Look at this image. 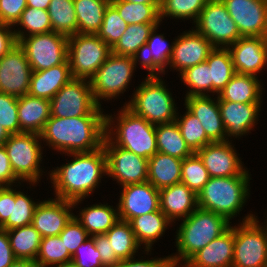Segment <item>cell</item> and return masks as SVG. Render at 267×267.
Segmentation results:
<instances>
[{
	"instance_id": "6da1fadb",
	"label": "cell",
	"mask_w": 267,
	"mask_h": 267,
	"mask_svg": "<svg viewBox=\"0 0 267 267\" xmlns=\"http://www.w3.org/2000/svg\"><path fill=\"white\" fill-rule=\"evenodd\" d=\"M71 154L74 160L51 171L50 178L55 197L72 201L75 207L94 191L102 175H107V157L103 146L91 152Z\"/></svg>"
},
{
	"instance_id": "7a4b0ae2",
	"label": "cell",
	"mask_w": 267,
	"mask_h": 267,
	"mask_svg": "<svg viewBox=\"0 0 267 267\" xmlns=\"http://www.w3.org/2000/svg\"><path fill=\"white\" fill-rule=\"evenodd\" d=\"M41 139L63 153L91 152L103 146L106 136V116L60 118L50 116Z\"/></svg>"
},
{
	"instance_id": "3957f363",
	"label": "cell",
	"mask_w": 267,
	"mask_h": 267,
	"mask_svg": "<svg viewBox=\"0 0 267 267\" xmlns=\"http://www.w3.org/2000/svg\"><path fill=\"white\" fill-rule=\"evenodd\" d=\"M230 223L224 216L198 207L183 219L177 230L178 254L170 256L174 266L179 267L180 261L186 263L197 251L223 234L231 226Z\"/></svg>"
},
{
	"instance_id": "277c9868",
	"label": "cell",
	"mask_w": 267,
	"mask_h": 267,
	"mask_svg": "<svg viewBox=\"0 0 267 267\" xmlns=\"http://www.w3.org/2000/svg\"><path fill=\"white\" fill-rule=\"evenodd\" d=\"M119 112L118 123L115 125L116 130H113L116 133L112 131V116L106 114V137L116 146L145 159L154 156L158 152L155 132L156 125L133 113L125 104ZM110 127L112 129L109 130ZM111 135H114L115 138Z\"/></svg>"
},
{
	"instance_id": "5b68a950",
	"label": "cell",
	"mask_w": 267,
	"mask_h": 267,
	"mask_svg": "<svg viewBox=\"0 0 267 267\" xmlns=\"http://www.w3.org/2000/svg\"><path fill=\"white\" fill-rule=\"evenodd\" d=\"M249 176L210 177L197 194L198 207L224 216L229 222L245 204Z\"/></svg>"
},
{
	"instance_id": "8992f818",
	"label": "cell",
	"mask_w": 267,
	"mask_h": 267,
	"mask_svg": "<svg viewBox=\"0 0 267 267\" xmlns=\"http://www.w3.org/2000/svg\"><path fill=\"white\" fill-rule=\"evenodd\" d=\"M158 74H149L125 106L153 125L174 122L178 114L171 93Z\"/></svg>"
},
{
	"instance_id": "52a82bcc",
	"label": "cell",
	"mask_w": 267,
	"mask_h": 267,
	"mask_svg": "<svg viewBox=\"0 0 267 267\" xmlns=\"http://www.w3.org/2000/svg\"><path fill=\"white\" fill-rule=\"evenodd\" d=\"M242 222L234 226L232 267H267V224L261 227L253 214Z\"/></svg>"
},
{
	"instance_id": "ba28073f",
	"label": "cell",
	"mask_w": 267,
	"mask_h": 267,
	"mask_svg": "<svg viewBox=\"0 0 267 267\" xmlns=\"http://www.w3.org/2000/svg\"><path fill=\"white\" fill-rule=\"evenodd\" d=\"M14 33L18 44L25 51L32 71L48 69L67 60V36L54 31L31 36L25 35L21 30H14Z\"/></svg>"
},
{
	"instance_id": "9c48e42d",
	"label": "cell",
	"mask_w": 267,
	"mask_h": 267,
	"mask_svg": "<svg viewBox=\"0 0 267 267\" xmlns=\"http://www.w3.org/2000/svg\"><path fill=\"white\" fill-rule=\"evenodd\" d=\"M112 53L97 34L76 33L68 37L67 59L73 78H90Z\"/></svg>"
},
{
	"instance_id": "30bf717a",
	"label": "cell",
	"mask_w": 267,
	"mask_h": 267,
	"mask_svg": "<svg viewBox=\"0 0 267 267\" xmlns=\"http://www.w3.org/2000/svg\"><path fill=\"white\" fill-rule=\"evenodd\" d=\"M51 116L74 118L80 116H106L92 94L90 81L72 78L50 100Z\"/></svg>"
},
{
	"instance_id": "8fae6325",
	"label": "cell",
	"mask_w": 267,
	"mask_h": 267,
	"mask_svg": "<svg viewBox=\"0 0 267 267\" xmlns=\"http://www.w3.org/2000/svg\"><path fill=\"white\" fill-rule=\"evenodd\" d=\"M137 61L133 57L110 54L89 80L93 98L99 106L100 98L110 100L126 91Z\"/></svg>"
},
{
	"instance_id": "7c38bea8",
	"label": "cell",
	"mask_w": 267,
	"mask_h": 267,
	"mask_svg": "<svg viewBox=\"0 0 267 267\" xmlns=\"http://www.w3.org/2000/svg\"><path fill=\"white\" fill-rule=\"evenodd\" d=\"M41 136L35 133L10 134L4 143L13 172L21 181L36 184L40 178L42 161Z\"/></svg>"
},
{
	"instance_id": "4fadbf2b",
	"label": "cell",
	"mask_w": 267,
	"mask_h": 267,
	"mask_svg": "<svg viewBox=\"0 0 267 267\" xmlns=\"http://www.w3.org/2000/svg\"><path fill=\"white\" fill-rule=\"evenodd\" d=\"M196 31L214 47L228 48L241 38L237 24L231 18L222 0H208L195 22Z\"/></svg>"
},
{
	"instance_id": "5bb4252c",
	"label": "cell",
	"mask_w": 267,
	"mask_h": 267,
	"mask_svg": "<svg viewBox=\"0 0 267 267\" xmlns=\"http://www.w3.org/2000/svg\"><path fill=\"white\" fill-rule=\"evenodd\" d=\"M103 147L107 157V175L122 186L146 182L148 159L113 144L106 136Z\"/></svg>"
},
{
	"instance_id": "9a60e30c",
	"label": "cell",
	"mask_w": 267,
	"mask_h": 267,
	"mask_svg": "<svg viewBox=\"0 0 267 267\" xmlns=\"http://www.w3.org/2000/svg\"><path fill=\"white\" fill-rule=\"evenodd\" d=\"M32 68L17 44L0 58V92L21 97L28 94Z\"/></svg>"
},
{
	"instance_id": "2e32d148",
	"label": "cell",
	"mask_w": 267,
	"mask_h": 267,
	"mask_svg": "<svg viewBox=\"0 0 267 267\" xmlns=\"http://www.w3.org/2000/svg\"><path fill=\"white\" fill-rule=\"evenodd\" d=\"M241 37H267V0H222Z\"/></svg>"
},
{
	"instance_id": "e0dca14e",
	"label": "cell",
	"mask_w": 267,
	"mask_h": 267,
	"mask_svg": "<svg viewBox=\"0 0 267 267\" xmlns=\"http://www.w3.org/2000/svg\"><path fill=\"white\" fill-rule=\"evenodd\" d=\"M122 188L119 204H117L119 219L130 221L134 217L160 209L159 189L148 181L125 185Z\"/></svg>"
},
{
	"instance_id": "ac0fdd59",
	"label": "cell",
	"mask_w": 267,
	"mask_h": 267,
	"mask_svg": "<svg viewBox=\"0 0 267 267\" xmlns=\"http://www.w3.org/2000/svg\"><path fill=\"white\" fill-rule=\"evenodd\" d=\"M233 148L229 140L212 142L196 153L210 177L249 176Z\"/></svg>"
},
{
	"instance_id": "d6986e66",
	"label": "cell",
	"mask_w": 267,
	"mask_h": 267,
	"mask_svg": "<svg viewBox=\"0 0 267 267\" xmlns=\"http://www.w3.org/2000/svg\"><path fill=\"white\" fill-rule=\"evenodd\" d=\"M214 48L212 43L196 30L184 32L173 42L169 65L181 73L189 67L206 61Z\"/></svg>"
},
{
	"instance_id": "ffe728a7",
	"label": "cell",
	"mask_w": 267,
	"mask_h": 267,
	"mask_svg": "<svg viewBox=\"0 0 267 267\" xmlns=\"http://www.w3.org/2000/svg\"><path fill=\"white\" fill-rule=\"evenodd\" d=\"M228 49L236 73L256 76L267 65V37H241Z\"/></svg>"
},
{
	"instance_id": "44dd1931",
	"label": "cell",
	"mask_w": 267,
	"mask_h": 267,
	"mask_svg": "<svg viewBox=\"0 0 267 267\" xmlns=\"http://www.w3.org/2000/svg\"><path fill=\"white\" fill-rule=\"evenodd\" d=\"M73 202L64 199H52L39 202L37 205L32 225L41 237L59 236L67 223L74 216L71 209Z\"/></svg>"
},
{
	"instance_id": "7402d4cb",
	"label": "cell",
	"mask_w": 267,
	"mask_h": 267,
	"mask_svg": "<svg viewBox=\"0 0 267 267\" xmlns=\"http://www.w3.org/2000/svg\"><path fill=\"white\" fill-rule=\"evenodd\" d=\"M234 258V227L197 251L182 267H232Z\"/></svg>"
},
{
	"instance_id": "603a6c76",
	"label": "cell",
	"mask_w": 267,
	"mask_h": 267,
	"mask_svg": "<svg viewBox=\"0 0 267 267\" xmlns=\"http://www.w3.org/2000/svg\"><path fill=\"white\" fill-rule=\"evenodd\" d=\"M186 109L200 121L207 137L212 142L227 141L226 131L222 122L217 101L214 102L208 95L188 96L185 98Z\"/></svg>"
},
{
	"instance_id": "cb8c5ba5",
	"label": "cell",
	"mask_w": 267,
	"mask_h": 267,
	"mask_svg": "<svg viewBox=\"0 0 267 267\" xmlns=\"http://www.w3.org/2000/svg\"><path fill=\"white\" fill-rule=\"evenodd\" d=\"M226 136L241 137L254 127L260 104L218 101Z\"/></svg>"
},
{
	"instance_id": "d4e9b609",
	"label": "cell",
	"mask_w": 267,
	"mask_h": 267,
	"mask_svg": "<svg viewBox=\"0 0 267 267\" xmlns=\"http://www.w3.org/2000/svg\"><path fill=\"white\" fill-rule=\"evenodd\" d=\"M159 203L160 210L171 222L187 218L198 208L197 195L183 183L159 189Z\"/></svg>"
},
{
	"instance_id": "484cf974",
	"label": "cell",
	"mask_w": 267,
	"mask_h": 267,
	"mask_svg": "<svg viewBox=\"0 0 267 267\" xmlns=\"http://www.w3.org/2000/svg\"><path fill=\"white\" fill-rule=\"evenodd\" d=\"M73 78L68 59L60 65L32 71L28 94L51 100Z\"/></svg>"
},
{
	"instance_id": "4316f807",
	"label": "cell",
	"mask_w": 267,
	"mask_h": 267,
	"mask_svg": "<svg viewBox=\"0 0 267 267\" xmlns=\"http://www.w3.org/2000/svg\"><path fill=\"white\" fill-rule=\"evenodd\" d=\"M50 116V100L30 94L18 97V120L21 132L40 135Z\"/></svg>"
},
{
	"instance_id": "83f0119b",
	"label": "cell",
	"mask_w": 267,
	"mask_h": 267,
	"mask_svg": "<svg viewBox=\"0 0 267 267\" xmlns=\"http://www.w3.org/2000/svg\"><path fill=\"white\" fill-rule=\"evenodd\" d=\"M261 87L260 81L256 76L235 73L217 98L218 101L261 104Z\"/></svg>"
},
{
	"instance_id": "f1b7e54d",
	"label": "cell",
	"mask_w": 267,
	"mask_h": 267,
	"mask_svg": "<svg viewBox=\"0 0 267 267\" xmlns=\"http://www.w3.org/2000/svg\"><path fill=\"white\" fill-rule=\"evenodd\" d=\"M182 159L160 152L148 159V179L156 189L181 183Z\"/></svg>"
},
{
	"instance_id": "f546056e",
	"label": "cell",
	"mask_w": 267,
	"mask_h": 267,
	"mask_svg": "<svg viewBox=\"0 0 267 267\" xmlns=\"http://www.w3.org/2000/svg\"><path fill=\"white\" fill-rule=\"evenodd\" d=\"M129 222L136 241L139 245H146L145 251H147V253L150 251L153 242L163 235L167 225L171 223L160 209L155 212L134 217Z\"/></svg>"
},
{
	"instance_id": "4dcf8cb0",
	"label": "cell",
	"mask_w": 267,
	"mask_h": 267,
	"mask_svg": "<svg viewBox=\"0 0 267 267\" xmlns=\"http://www.w3.org/2000/svg\"><path fill=\"white\" fill-rule=\"evenodd\" d=\"M157 27L151 31L150 36L145 45L144 51L140 57V64L148 69L149 74H161L165 72V68L169 65L173 44H167L163 34H156ZM157 72V73H156Z\"/></svg>"
},
{
	"instance_id": "1f68e13d",
	"label": "cell",
	"mask_w": 267,
	"mask_h": 267,
	"mask_svg": "<svg viewBox=\"0 0 267 267\" xmlns=\"http://www.w3.org/2000/svg\"><path fill=\"white\" fill-rule=\"evenodd\" d=\"M156 26H159V23H136L128 25L119 41L112 48V53L139 60L150 33Z\"/></svg>"
},
{
	"instance_id": "d6a6232c",
	"label": "cell",
	"mask_w": 267,
	"mask_h": 267,
	"mask_svg": "<svg viewBox=\"0 0 267 267\" xmlns=\"http://www.w3.org/2000/svg\"><path fill=\"white\" fill-rule=\"evenodd\" d=\"M77 17V33L97 34L110 0H73Z\"/></svg>"
},
{
	"instance_id": "836d02e7",
	"label": "cell",
	"mask_w": 267,
	"mask_h": 267,
	"mask_svg": "<svg viewBox=\"0 0 267 267\" xmlns=\"http://www.w3.org/2000/svg\"><path fill=\"white\" fill-rule=\"evenodd\" d=\"M75 217L91 236L105 234L119 219L118 210L107 204L84 208Z\"/></svg>"
},
{
	"instance_id": "e575fe53",
	"label": "cell",
	"mask_w": 267,
	"mask_h": 267,
	"mask_svg": "<svg viewBox=\"0 0 267 267\" xmlns=\"http://www.w3.org/2000/svg\"><path fill=\"white\" fill-rule=\"evenodd\" d=\"M155 132L158 152L182 160L194 153L182 137L175 121L156 125Z\"/></svg>"
},
{
	"instance_id": "d590c367",
	"label": "cell",
	"mask_w": 267,
	"mask_h": 267,
	"mask_svg": "<svg viewBox=\"0 0 267 267\" xmlns=\"http://www.w3.org/2000/svg\"><path fill=\"white\" fill-rule=\"evenodd\" d=\"M7 235L17 259L36 261L42 237L32 224L7 230Z\"/></svg>"
},
{
	"instance_id": "8d00e7d4",
	"label": "cell",
	"mask_w": 267,
	"mask_h": 267,
	"mask_svg": "<svg viewBox=\"0 0 267 267\" xmlns=\"http://www.w3.org/2000/svg\"><path fill=\"white\" fill-rule=\"evenodd\" d=\"M206 61L211 70V92L219 94L236 73L230 51L215 47Z\"/></svg>"
},
{
	"instance_id": "74e56055",
	"label": "cell",
	"mask_w": 267,
	"mask_h": 267,
	"mask_svg": "<svg viewBox=\"0 0 267 267\" xmlns=\"http://www.w3.org/2000/svg\"><path fill=\"white\" fill-rule=\"evenodd\" d=\"M110 242L111 252H115L120 260L132 258L139 244L129 221H118L105 233Z\"/></svg>"
},
{
	"instance_id": "f35d334b",
	"label": "cell",
	"mask_w": 267,
	"mask_h": 267,
	"mask_svg": "<svg viewBox=\"0 0 267 267\" xmlns=\"http://www.w3.org/2000/svg\"><path fill=\"white\" fill-rule=\"evenodd\" d=\"M47 11L52 31L67 37L77 33V17L73 0H51Z\"/></svg>"
},
{
	"instance_id": "ab89813d",
	"label": "cell",
	"mask_w": 267,
	"mask_h": 267,
	"mask_svg": "<svg viewBox=\"0 0 267 267\" xmlns=\"http://www.w3.org/2000/svg\"><path fill=\"white\" fill-rule=\"evenodd\" d=\"M124 21L136 23H160V4L133 3L125 0H110Z\"/></svg>"
},
{
	"instance_id": "60d3db41",
	"label": "cell",
	"mask_w": 267,
	"mask_h": 267,
	"mask_svg": "<svg viewBox=\"0 0 267 267\" xmlns=\"http://www.w3.org/2000/svg\"><path fill=\"white\" fill-rule=\"evenodd\" d=\"M38 204L23 192L12 189L11 214L0 228L7 231L32 224L34 212Z\"/></svg>"
},
{
	"instance_id": "b9f144b4",
	"label": "cell",
	"mask_w": 267,
	"mask_h": 267,
	"mask_svg": "<svg viewBox=\"0 0 267 267\" xmlns=\"http://www.w3.org/2000/svg\"><path fill=\"white\" fill-rule=\"evenodd\" d=\"M72 261V255L64 245L60 236L43 237L40 243L36 263L40 267L55 266Z\"/></svg>"
},
{
	"instance_id": "7bdbcfd3",
	"label": "cell",
	"mask_w": 267,
	"mask_h": 267,
	"mask_svg": "<svg viewBox=\"0 0 267 267\" xmlns=\"http://www.w3.org/2000/svg\"><path fill=\"white\" fill-rule=\"evenodd\" d=\"M209 179L208 170L204 167L203 161L196 152L182 161L181 183L185 184L196 195Z\"/></svg>"
},
{
	"instance_id": "ee69618b",
	"label": "cell",
	"mask_w": 267,
	"mask_h": 267,
	"mask_svg": "<svg viewBox=\"0 0 267 267\" xmlns=\"http://www.w3.org/2000/svg\"><path fill=\"white\" fill-rule=\"evenodd\" d=\"M186 111L185 115L181 116L182 119L177 116L175 122L189 148L193 152H197L207 144L212 143V141L207 137L198 118L193 116L187 109Z\"/></svg>"
},
{
	"instance_id": "f6af8a7d",
	"label": "cell",
	"mask_w": 267,
	"mask_h": 267,
	"mask_svg": "<svg viewBox=\"0 0 267 267\" xmlns=\"http://www.w3.org/2000/svg\"><path fill=\"white\" fill-rule=\"evenodd\" d=\"M180 75L182 81L191 89L186 97L206 96L207 92H211V70L207 61L185 69Z\"/></svg>"
},
{
	"instance_id": "bcb514c9",
	"label": "cell",
	"mask_w": 267,
	"mask_h": 267,
	"mask_svg": "<svg viewBox=\"0 0 267 267\" xmlns=\"http://www.w3.org/2000/svg\"><path fill=\"white\" fill-rule=\"evenodd\" d=\"M208 0H160V20L165 16L197 21Z\"/></svg>"
},
{
	"instance_id": "7dc6e473",
	"label": "cell",
	"mask_w": 267,
	"mask_h": 267,
	"mask_svg": "<svg viewBox=\"0 0 267 267\" xmlns=\"http://www.w3.org/2000/svg\"><path fill=\"white\" fill-rule=\"evenodd\" d=\"M128 24L119 15L117 9L110 3L105 11L102 25L97 35L111 48L119 41Z\"/></svg>"
},
{
	"instance_id": "c3c4849f",
	"label": "cell",
	"mask_w": 267,
	"mask_h": 267,
	"mask_svg": "<svg viewBox=\"0 0 267 267\" xmlns=\"http://www.w3.org/2000/svg\"><path fill=\"white\" fill-rule=\"evenodd\" d=\"M16 24L28 31V36L52 32V24L47 10L26 7Z\"/></svg>"
},
{
	"instance_id": "681fc988",
	"label": "cell",
	"mask_w": 267,
	"mask_h": 267,
	"mask_svg": "<svg viewBox=\"0 0 267 267\" xmlns=\"http://www.w3.org/2000/svg\"><path fill=\"white\" fill-rule=\"evenodd\" d=\"M0 125L9 134L22 133L18 120V97L0 92Z\"/></svg>"
},
{
	"instance_id": "f907efd6",
	"label": "cell",
	"mask_w": 267,
	"mask_h": 267,
	"mask_svg": "<svg viewBox=\"0 0 267 267\" xmlns=\"http://www.w3.org/2000/svg\"><path fill=\"white\" fill-rule=\"evenodd\" d=\"M59 236L64 241V245L71 255L75 253L82 243L91 237L75 216L71 218Z\"/></svg>"
},
{
	"instance_id": "816d5d0a",
	"label": "cell",
	"mask_w": 267,
	"mask_h": 267,
	"mask_svg": "<svg viewBox=\"0 0 267 267\" xmlns=\"http://www.w3.org/2000/svg\"><path fill=\"white\" fill-rule=\"evenodd\" d=\"M72 262L78 267H104L92 236L77 248Z\"/></svg>"
},
{
	"instance_id": "f5cc1de1",
	"label": "cell",
	"mask_w": 267,
	"mask_h": 267,
	"mask_svg": "<svg viewBox=\"0 0 267 267\" xmlns=\"http://www.w3.org/2000/svg\"><path fill=\"white\" fill-rule=\"evenodd\" d=\"M27 7V0H0V23L14 26Z\"/></svg>"
},
{
	"instance_id": "db71d44e",
	"label": "cell",
	"mask_w": 267,
	"mask_h": 267,
	"mask_svg": "<svg viewBox=\"0 0 267 267\" xmlns=\"http://www.w3.org/2000/svg\"><path fill=\"white\" fill-rule=\"evenodd\" d=\"M94 242L101 256L104 267H115L121 260L116 256L115 252H111L109 239L105 234L94 235Z\"/></svg>"
},
{
	"instance_id": "11a10c76",
	"label": "cell",
	"mask_w": 267,
	"mask_h": 267,
	"mask_svg": "<svg viewBox=\"0 0 267 267\" xmlns=\"http://www.w3.org/2000/svg\"><path fill=\"white\" fill-rule=\"evenodd\" d=\"M132 258L121 260L115 267H175L170 256L152 260H134Z\"/></svg>"
},
{
	"instance_id": "9f6ffc18",
	"label": "cell",
	"mask_w": 267,
	"mask_h": 267,
	"mask_svg": "<svg viewBox=\"0 0 267 267\" xmlns=\"http://www.w3.org/2000/svg\"><path fill=\"white\" fill-rule=\"evenodd\" d=\"M19 179L12 170L9 157L4 146H0V185L10 186Z\"/></svg>"
},
{
	"instance_id": "6f0895ef",
	"label": "cell",
	"mask_w": 267,
	"mask_h": 267,
	"mask_svg": "<svg viewBox=\"0 0 267 267\" xmlns=\"http://www.w3.org/2000/svg\"><path fill=\"white\" fill-rule=\"evenodd\" d=\"M10 27L12 26L0 23V58L18 44L15 33Z\"/></svg>"
},
{
	"instance_id": "680465c9",
	"label": "cell",
	"mask_w": 267,
	"mask_h": 267,
	"mask_svg": "<svg viewBox=\"0 0 267 267\" xmlns=\"http://www.w3.org/2000/svg\"><path fill=\"white\" fill-rule=\"evenodd\" d=\"M16 259L10 246L7 231L0 228V267H9Z\"/></svg>"
},
{
	"instance_id": "91938a15",
	"label": "cell",
	"mask_w": 267,
	"mask_h": 267,
	"mask_svg": "<svg viewBox=\"0 0 267 267\" xmlns=\"http://www.w3.org/2000/svg\"><path fill=\"white\" fill-rule=\"evenodd\" d=\"M12 209V188L3 186L0 189V227L8 220Z\"/></svg>"
},
{
	"instance_id": "94428289",
	"label": "cell",
	"mask_w": 267,
	"mask_h": 267,
	"mask_svg": "<svg viewBox=\"0 0 267 267\" xmlns=\"http://www.w3.org/2000/svg\"><path fill=\"white\" fill-rule=\"evenodd\" d=\"M51 0H27V6L47 10Z\"/></svg>"
},
{
	"instance_id": "6125c7cd",
	"label": "cell",
	"mask_w": 267,
	"mask_h": 267,
	"mask_svg": "<svg viewBox=\"0 0 267 267\" xmlns=\"http://www.w3.org/2000/svg\"><path fill=\"white\" fill-rule=\"evenodd\" d=\"M9 267H40V266L33 260L16 259Z\"/></svg>"
},
{
	"instance_id": "be15d7a7",
	"label": "cell",
	"mask_w": 267,
	"mask_h": 267,
	"mask_svg": "<svg viewBox=\"0 0 267 267\" xmlns=\"http://www.w3.org/2000/svg\"><path fill=\"white\" fill-rule=\"evenodd\" d=\"M10 134L0 125V146H3Z\"/></svg>"
},
{
	"instance_id": "e7e4bbea",
	"label": "cell",
	"mask_w": 267,
	"mask_h": 267,
	"mask_svg": "<svg viewBox=\"0 0 267 267\" xmlns=\"http://www.w3.org/2000/svg\"><path fill=\"white\" fill-rule=\"evenodd\" d=\"M133 3H142V4H160V0H125Z\"/></svg>"
},
{
	"instance_id": "03108f58",
	"label": "cell",
	"mask_w": 267,
	"mask_h": 267,
	"mask_svg": "<svg viewBox=\"0 0 267 267\" xmlns=\"http://www.w3.org/2000/svg\"><path fill=\"white\" fill-rule=\"evenodd\" d=\"M56 267H78V266L71 261L64 264H56Z\"/></svg>"
}]
</instances>
